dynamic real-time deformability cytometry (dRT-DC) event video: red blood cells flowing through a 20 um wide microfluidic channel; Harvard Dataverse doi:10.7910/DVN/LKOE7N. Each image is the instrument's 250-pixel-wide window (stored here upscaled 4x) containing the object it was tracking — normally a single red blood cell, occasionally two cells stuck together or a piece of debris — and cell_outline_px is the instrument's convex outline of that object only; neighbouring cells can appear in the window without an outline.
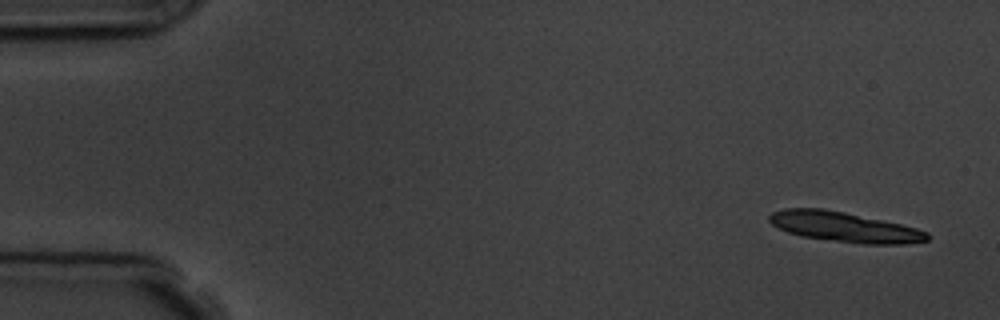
{"species": "common noctule bat (a hibernating species)", "species_latin": "Nyctalus noctula", "temperature_condition": "room temperature", "stored_images_in_passage": 5, "camera_frame_rate_fps": 3000, "um_per_image_px": 0.085, "animal": {"sex": "male", "body_mass_g": 19.5, "forearm_length_mm": 54.6}, "frame": {"image": 1, "passage_image": 1, "time_ms": 0.0, "image_size_px": [1000, 320], "cell_outline_px": [[928, 240], [904, 244], [864, 244], [800, 236], [788, 232], [772, 224], [768, 220], [768, 216], [772, 212], [784, 208], [824, 208], [844, 212], [900, 224], [916, 228], [928, 232]], "centroid_in_image_um": [71.74, 19.29], "position_along_channel_um": 13.3, "area_um2": 27.4}}